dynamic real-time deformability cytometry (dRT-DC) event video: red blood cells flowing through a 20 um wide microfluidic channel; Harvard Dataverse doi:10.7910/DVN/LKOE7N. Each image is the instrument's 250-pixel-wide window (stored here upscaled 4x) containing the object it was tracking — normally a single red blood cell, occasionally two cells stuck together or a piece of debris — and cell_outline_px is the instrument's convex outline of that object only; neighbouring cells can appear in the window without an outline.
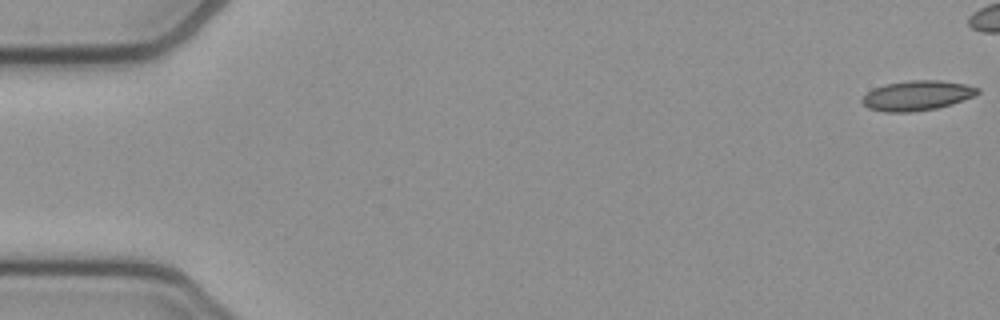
{"species": "common noctule bat (a hibernating species)", "species_latin": "Nyctalus noctula", "temperature_condition": "cold", "stored_images_in_passage": 15, "camera_frame_rate_fps": 3000, "um_per_image_px": 0.085, "animal": {"sex": "female", "body_mass_g": 21.9}, "frame": {"image": 1, "passage_image": 1, "time_ms": 0.0, "image_size_px": [1000, 320], "cell_outline_px": [[980, 92], [972, 96], [952, 104], [936, 108], [912, 112], [884, 112], [868, 108], [860, 100], [872, 88], [884, 84], [908, 80], [940, 80], [964, 84], [980, 88]], "centroid_in_image_um": [77.92, 8.11], "position_along_channel_um": 7.1, "area_um2": 20.11}}